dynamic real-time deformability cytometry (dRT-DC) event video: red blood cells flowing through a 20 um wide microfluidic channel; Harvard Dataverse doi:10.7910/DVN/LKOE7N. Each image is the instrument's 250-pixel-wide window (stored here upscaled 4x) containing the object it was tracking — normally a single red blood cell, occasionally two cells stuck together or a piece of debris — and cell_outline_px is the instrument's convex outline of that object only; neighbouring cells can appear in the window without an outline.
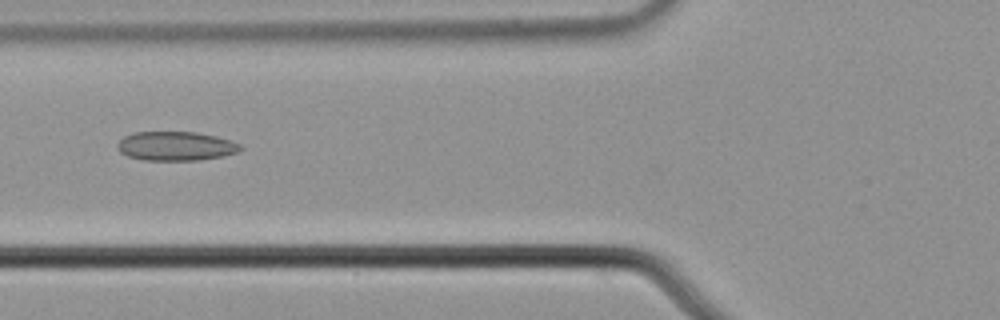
{"species": "common noctule bat (a hibernating species)", "species_latin": "Nyctalus noctula", "temperature_condition": "cold", "stored_images_in_passage": 8, "camera_frame_rate_fps": 3000, "um_per_image_px": 0.085, "animal": {"sex": "male", "body_mass_g": 21.5, "forearm_length_mm": 52.0}, "frame": {"image": 1, "passage_image": 6, "time_ms": 1.667, "image_size_px": [1000, 320], "cell_outline_px": [[244, 148], [240, 152], [224, 156], [200, 160], [144, 160], [128, 156], [120, 152], [116, 148], [116, 144], [124, 136], [132, 132], [196, 132], [216, 136], [232, 140], [240, 144]], "centroid_in_image_um": [14.97, 12.42], "position_along_channel_um": 110.8, "area_um2": 21.15}}
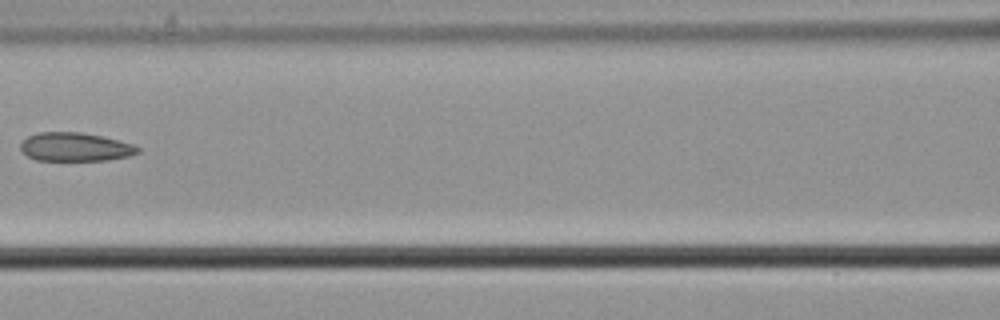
{"frame": {"image": 2, "passage_image": 7, "time_ms": 2.0, "image_size_px": [1000, 320], "cell_outline_px": [[140, 152], [128, 156], [108, 160], [36, 160], [28, 156], [20, 148], [20, 144], [28, 136], [40, 132], [80, 132], [100, 136], [132, 144], [140, 148]], "centroid_in_image_um": [6.38, 12.49], "position_along_channel_um": 160.2, "area_um2": 19.31}}
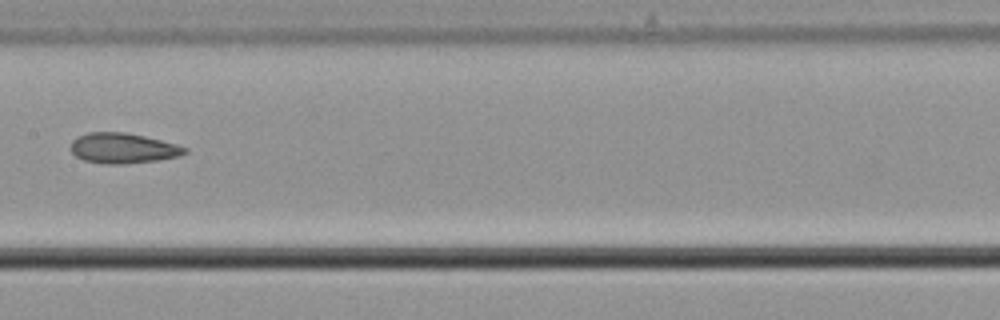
{"frame": {"image": 3, "passage_image": 8, "time_ms": 2.333, "image_size_px": [1000, 320], "cell_outline_px": [[188, 152], [180, 156], [156, 160], [124, 164], [108, 164], [84, 160], [76, 156], [68, 148], [72, 140], [76, 136], [88, 132], [128, 132], [176, 144], [188, 148]], "centroid_in_image_um": [10.42, 12.58], "position_along_channel_um": 197.0, "area_um2": 20.29}}